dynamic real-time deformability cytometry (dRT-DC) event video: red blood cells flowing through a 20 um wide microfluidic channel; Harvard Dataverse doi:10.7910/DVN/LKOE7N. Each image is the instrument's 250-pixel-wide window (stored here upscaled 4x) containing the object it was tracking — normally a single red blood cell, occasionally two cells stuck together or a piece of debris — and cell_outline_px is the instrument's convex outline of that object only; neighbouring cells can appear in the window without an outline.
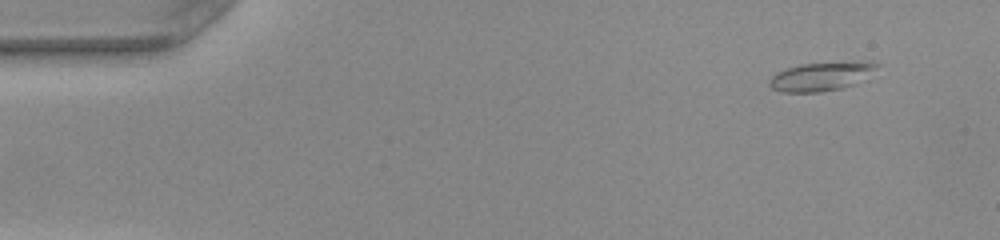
{"species": "common noctule bat (a hibernating species)", "species_latin": "Nyctalus noctula", "temperature_condition": "warm", "stored_images_in_passage": 13, "camera_frame_rate_fps": 3000, "um_per_image_px": 0.085, "animal": {"sex": "female", "body_mass_g": 22.0, "forearm_length_mm": 56.7}, "frame": {"image": 1, "passage_image": 2, "time_ms": 0.333, "image_size_px": [1000, 240], "cell_outline_px": [[880, 64], [876, 68], [852, 84], [840, 88], [820, 92], [784, 92], [772, 88], [768, 84], [768, 80], [776, 72], [800, 64], [868, 60]], "centroid_in_image_um": [69.75, 6.47], "position_along_channel_um": 15.2, "area_um2": 17.74}}
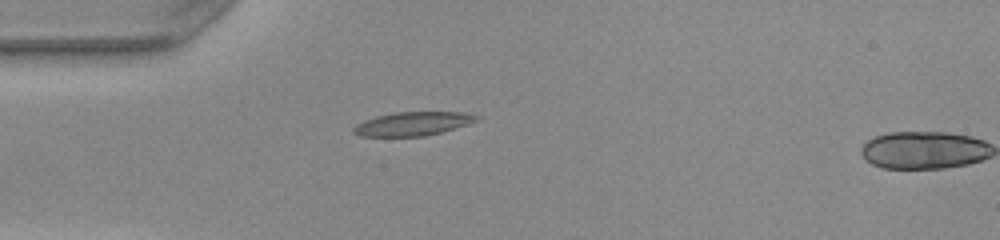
{"frame": {"image": 2, "passage_image": 12, "time_ms": 3.667, "image_size_px": [1000, 240], "cell_outline_px": [[480, 120], [468, 124], [440, 132], [424, 136], [360, 136], [352, 132], [352, 128], [356, 124], [364, 120], [376, 116], [396, 112], [468, 112], [480, 116]], "centroid_in_image_um": [35.1, 10.51], "position_along_channel_um": 49.9, "area_um2": 17.05}}